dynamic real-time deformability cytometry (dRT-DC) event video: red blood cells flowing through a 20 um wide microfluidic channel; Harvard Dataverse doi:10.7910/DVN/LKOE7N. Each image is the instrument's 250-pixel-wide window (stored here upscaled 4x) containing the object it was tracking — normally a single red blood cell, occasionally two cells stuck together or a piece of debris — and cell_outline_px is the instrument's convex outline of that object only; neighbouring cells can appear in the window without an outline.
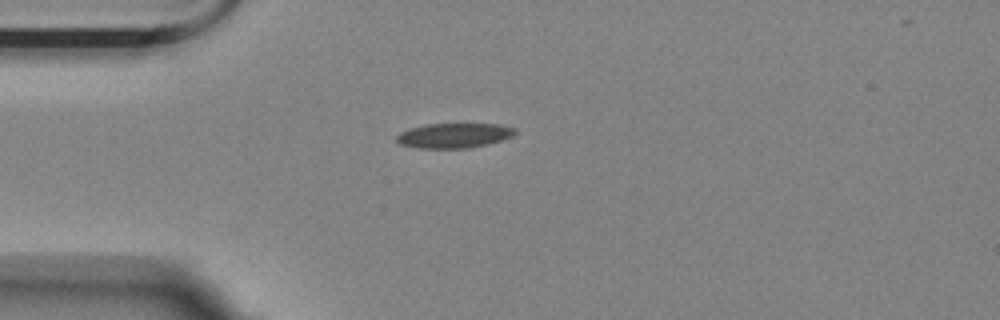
{"species": "Egyptian fruit bat (a non-hibernating species)", "species_latin": "Rousettus aegyptiacus", "temperature_condition": "room temperature", "stored_images_in_passage": 7, "camera_frame_rate_fps": 3000, "um_per_image_px": 0.085, "animal": {"sex": "female"}, "frame": {"image": 1, "passage_image": 7, "time_ms": 2.0, "image_size_px": [1000, 320], "cell_outline_px": [[516, 132], [512, 136], [504, 140], [488, 144], [468, 148], [416, 148], [400, 144], [396, 140], [396, 136], [400, 132], [424, 124], [496, 124], [516, 128]], "centroid_in_image_um": [38.6, 11.52], "position_along_channel_um": 46.4, "area_um2": 17.17}}